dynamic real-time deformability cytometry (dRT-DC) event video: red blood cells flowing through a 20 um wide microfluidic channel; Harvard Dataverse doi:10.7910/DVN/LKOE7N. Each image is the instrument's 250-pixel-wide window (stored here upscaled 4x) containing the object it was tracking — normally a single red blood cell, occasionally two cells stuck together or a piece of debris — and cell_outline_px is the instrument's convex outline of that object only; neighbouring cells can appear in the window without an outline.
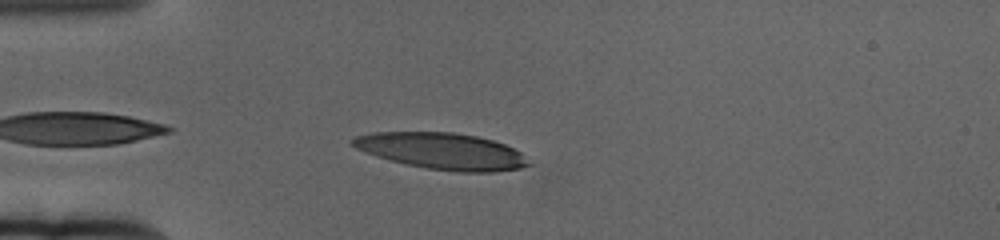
{"species": "human", "species_latin": "Homo sapiens", "temperature_condition": "cold", "stored_images_in_passage": 44, "camera_frame_rate_fps": 3000, "um_per_image_px": 0.085, "donor": {"sex": "female"}, "frame": {"image": 1, "passage_image": 3, "time_ms": 0.667, "image_size_px": [1000, 240], "cell_outline_px": [[532, 164], [520, 168], [492, 172], [456, 172], [428, 168], [404, 164], [376, 156], [364, 152], [356, 148], [352, 144], [352, 140], [356, 136], [372, 132], [452, 132], [476, 136], [492, 140], [504, 144], [520, 152]], "centroid_in_image_um": [37.56, 12.84], "position_along_channel_um": 47.4, "area_um2": 37.22}}
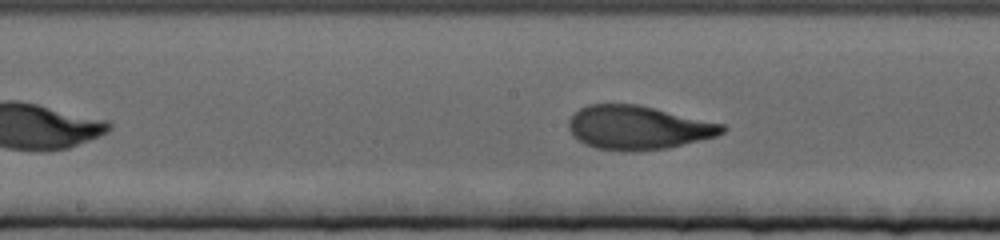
{"frame": {"image": 2, "passage_image": 18, "time_ms": 5.667, "image_size_px": [1000, 240], "cell_outline_px": [[728, 128], [724, 132], [716, 136], [668, 148], [632, 152], [596, 148], [572, 136], [568, 128], [568, 120], [580, 108], [588, 104], [640, 104], [724, 124]], "centroid_in_image_um": [54.25, 10.84], "position_along_channel_um": 194.0, "area_um2": 39.3}}
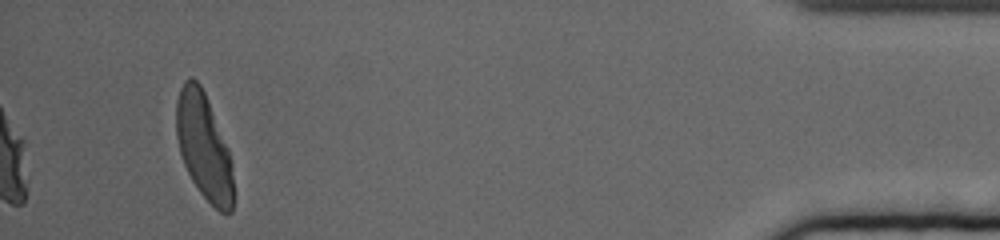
{"frame": {"image": 3, "passage_image": 44, "time_ms": 14.333, "image_size_px": [1000, 240], "cell_outline_px": [[232, 212], [228, 216], [220, 212], [200, 192], [192, 180], [184, 164], [180, 152], [176, 136], [176, 100], [180, 88], [184, 80], [192, 76], [200, 84], [204, 92], [228, 148], [232, 164]], "centroid_in_image_um": [17.31, 12.44], "position_along_channel_um": 417.9, "area_um2": 35.03}, "authors_computed_cell_mechanics": {"area_um2": 38.1191, "velocity_mm_per_s": 3.3311, "shape_relaxation_time_tau1_ms": 3.5758, "shape_relaxation_time_tau2_ms": 0.9698, "deformation_change_tau1": 0.2171, "deformation_change_tau2": 0.071}}